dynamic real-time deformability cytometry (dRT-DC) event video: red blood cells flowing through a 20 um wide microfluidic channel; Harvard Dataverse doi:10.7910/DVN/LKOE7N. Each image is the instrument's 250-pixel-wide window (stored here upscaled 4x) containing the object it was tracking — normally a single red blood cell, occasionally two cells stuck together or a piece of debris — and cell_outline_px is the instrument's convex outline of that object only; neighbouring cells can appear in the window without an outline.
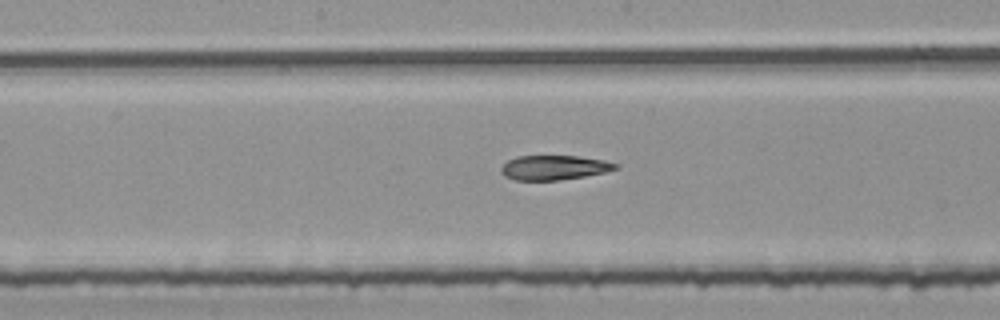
{"species": "common noctule bat (a hibernating species)", "species_latin": "Nyctalus noctula", "temperature_condition": "room temperature", "stored_images_in_passage": 54, "segment_of_instrument_passage": [2, 2], "camera_frame_rate_fps": 3000, "um_per_image_px": 0.085, "animal": {"sex": "female", "body_mass_g": 25.1}, "frame": {"image": 1, "passage_image": 28, "time_ms": 9.0, "image_size_px": [1000, 320], "cell_outline_px": [[620, 168], [604, 172], [584, 176], [560, 180], [516, 180], [504, 176], [500, 172], [500, 168], [508, 160], [516, 156], [580, 156], [604, 160], [620, 164]], "centroid_in_image_um": [47.11, 14.24], "position_along_channel_um": 201.1, "area_um2": 16.47}}
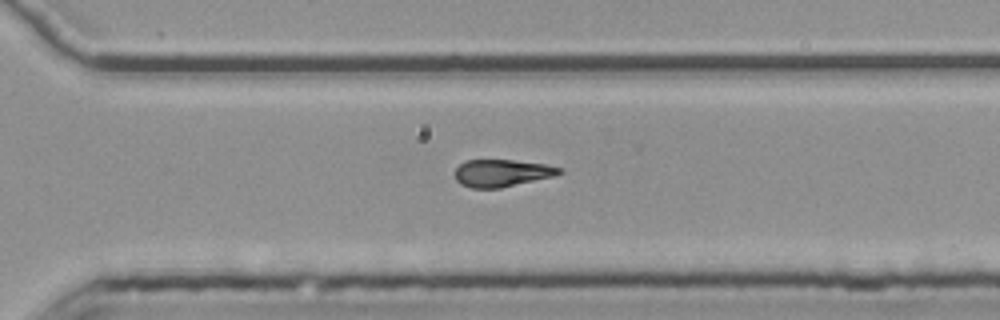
{"frame": {"image": 2, "passage_image": 38, "time_ms": 12.333, "image_size_px": [1000, 320], "cell_outline_px": [[564, 172], [552, 176], [500, 188], [472, 188], [460, 184], [456, 180], [456, 168], [464, 160], [512, 160], [548, 164], [564, 168]], "centroid_in_image_um": [42.68, 14.7], "position_along_channel_um": 327.9, "area_um2": 16.59}}
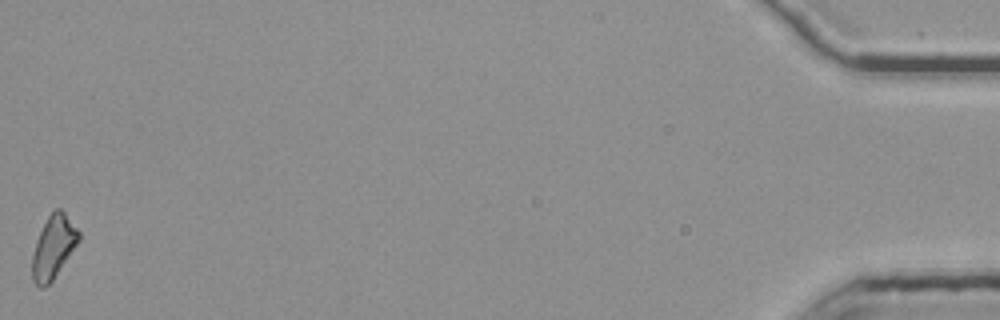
{"frame": {"image": 3, "passage_image": 54, "time_ms": 17.667, "image_size_px": [1000, 320], "cell_outline_px": [[80, 240], [52, 280], [44, 288], [40, 288], [32, 280], [32, 256], [36, 240], [48, 216], [56, 208], [60, 208], [64, 212], [80, 232]], "centroid_in_image_um": [4.53, 21.0], "position_along_channel_um": 430.7, "area_um2": 16.82}}